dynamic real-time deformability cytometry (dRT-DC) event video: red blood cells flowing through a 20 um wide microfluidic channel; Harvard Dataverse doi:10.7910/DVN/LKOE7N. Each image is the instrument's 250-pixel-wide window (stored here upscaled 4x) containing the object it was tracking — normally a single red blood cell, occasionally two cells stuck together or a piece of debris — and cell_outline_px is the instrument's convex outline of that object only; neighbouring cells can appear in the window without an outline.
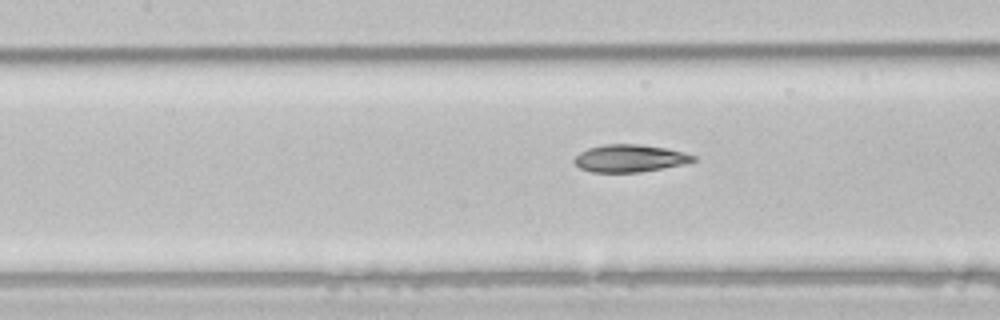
{"species": "common noctule bat (a hibernating species)", "species_latin": "Nyctalus noctula", "temperature_condition": "room temperature", "stored_images_in_passage": 7, "segment_of_instrument_passage": [2, 2], "camera_frame_rate_fps": 3000, "um_per_image_px": 0.085, "animal": {"sex": "male", "body_mass_g": 21.5, "forearm_length_mm": 52.0}, "frame": {"image": 1, "passage_image": 7, "time_ms": 2.0, "image_size_px": [1000, 320], "cell_outline_px": [[696, 160], [684, 164], [640, 172], [592, 172], [580, 168], [572, 160], [580, 152], [588, 148], [604, 144], [640, 144], [664, 148], [684, 152], [696, 156]], "centroid_in_image_um": [53.52, 13.45], "position_along_channel_um": 153.9, "area_um2": 18.96}}